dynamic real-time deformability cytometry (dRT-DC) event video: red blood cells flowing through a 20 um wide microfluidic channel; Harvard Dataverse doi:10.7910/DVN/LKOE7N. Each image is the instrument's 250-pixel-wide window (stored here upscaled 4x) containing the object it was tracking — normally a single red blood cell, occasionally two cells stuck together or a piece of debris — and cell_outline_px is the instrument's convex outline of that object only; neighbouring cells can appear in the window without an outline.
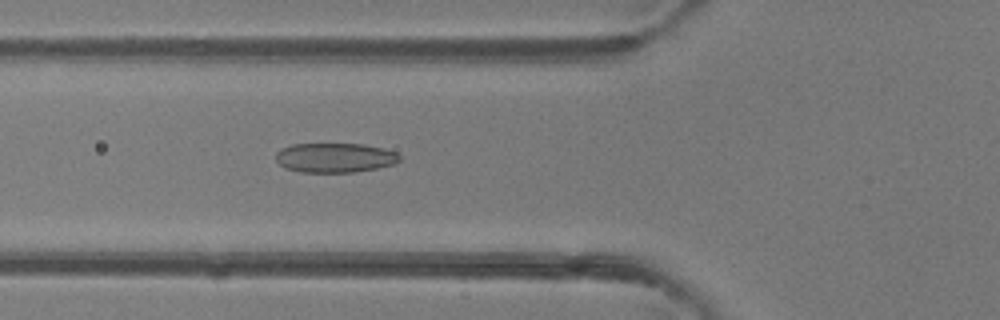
{"species": "common noctule bat (a hibernating species)", "species_latin": "Nyctalus noctula", "temperature_condition": "room temperature", "stored_images_in_passage": 48, "camera_frame_rate_fps": 3000, "um_per_image_px": 0.085, "animal": {"sex": "female"}, "frame": {"image": 1, "passage_image": 18, "time_ms": 5.667, "image_size_px": [1000, 320], "cell_outline_px": [[400, 160], [396, 164], [376, 168], [352, 172], [300, 172], [284, 168], [276, 160], [276, 152], [292, 144], [364, 144], [384, 148], [396, 152], [400, 156]], "centroid_in_image_um": [28.48, 13.4], "position_along_channel_um": 97.3, "area_um2": 21.33}}
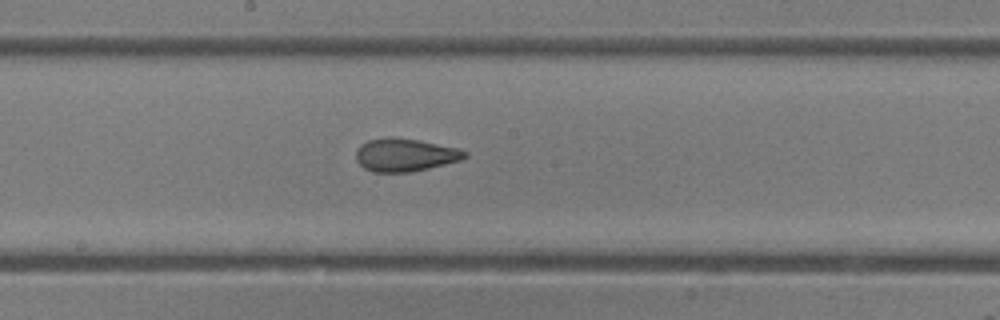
{"frame": {"image": 2, "passage_image": 26, "time_ms": 8.333, "image_size_px": [1000, 320], "cell_outline_px": [[468, 156], [460, 160], [412, 172], [372, 172], [364, 168], [356, 160], [356, 148], [360, 144], [368, 140], [388, 136], [392, 136], [420, 140], [460, 148], [468, 152]], "centroid_in_image_um": [34.42, 13.15], "position_along_channel_um": 213.8, "area_um2": 21.21}}
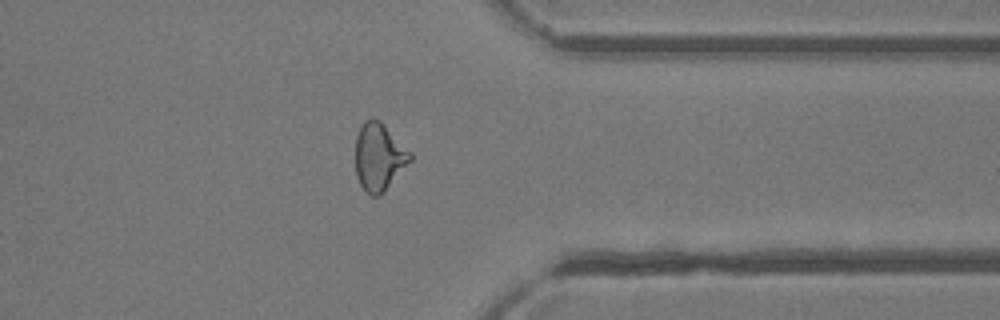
{"frame": {"image": 3, "passage_image": 38, "time_ms": 12.333, "image_size_px": [1000, 320], "cell_outline_px": [[412, 160], [384, 192], [380, 196], [372, 196], [364, 192], [356, 176], [356, 136], [364, 120], [372, 116], [380, 120], [412, 152]], "centroid_in_image_um": [32.22, 13.33], "position_along_channel_um": 379.2, "area_um2": 21.91}, "authors_computed_cell_mechanics": {"area_um2": 21.9062, "velocity_mm_per_s": 4.3299, "shape_relaxation_time_tau1_ms": 4.6681, "shape_relaxation_time_tau2_ms": 1.094, "deformation_change_tau1": 0.1547, "deformation_change_tau2": 0.0741}}